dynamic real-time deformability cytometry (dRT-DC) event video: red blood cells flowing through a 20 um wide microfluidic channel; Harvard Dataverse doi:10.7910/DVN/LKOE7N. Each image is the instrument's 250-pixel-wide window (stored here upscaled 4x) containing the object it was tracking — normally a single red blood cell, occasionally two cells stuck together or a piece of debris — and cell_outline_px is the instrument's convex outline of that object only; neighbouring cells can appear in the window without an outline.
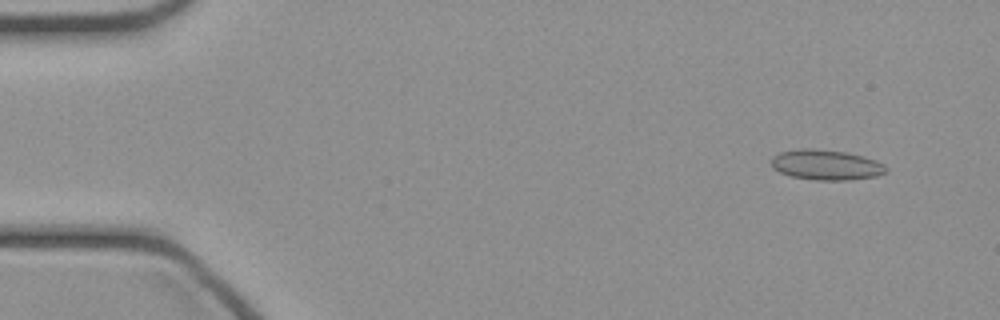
{"species": "common noctule bat (a hibernating species)", "species_latin": "Nyctalus noctula", "temperature_condition": "cold", "stored_images_in_passage": 47, "camera_frame_rate_fps": 3000, "um_per_image_px": 0.085, "animal": {"sex": "female", "body_mass_g": 21.9}, "frame": {"image": 1, "passage_image": 4, "time_ms": 1.0, "image_size_px": [1000, 320], "cell_outline_px": [[888, 172], [876, 176], [852, 180], [816, 180], [792, 176], [780, 172], [772, 168], [772, 156], [780, 152], [800, 148], [812, 148], [848, 152], [864, 156], [876, 160], [884, 164], [888, 168]], "centroid_in_image_um": [70.26, 14.01], "position_along_channel_um": 14.7, "area_um2": 20.46}}
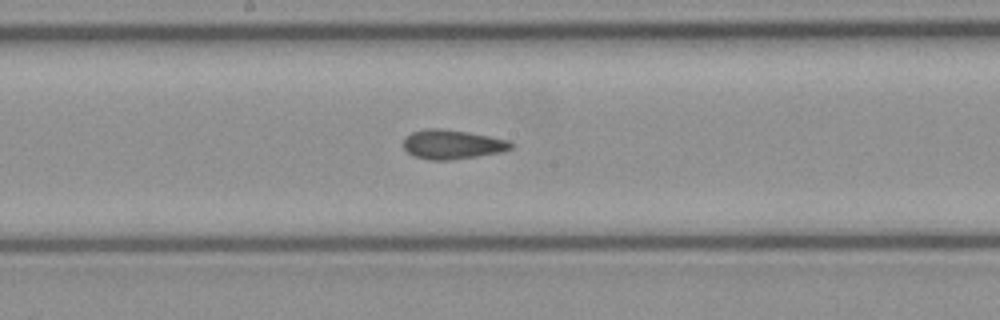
{"frame": {"image": 2, "passage_image": 25, "time_ms": 8.0, "image_size_px": [1000, 320], "cell_outline_px": [[512, 148], [500, 152], [476, 156], [448, 160], [428, 160], [412, 156], [400, 144], [404, 136], [412, 132], [424, 128], [444, 128], [468, 132], [508, 140], [512, 144]], "centroid_in_image_um": [38.34, 12.26], "position_along_channel_um": 209.9, "area_um2": 18.55}}
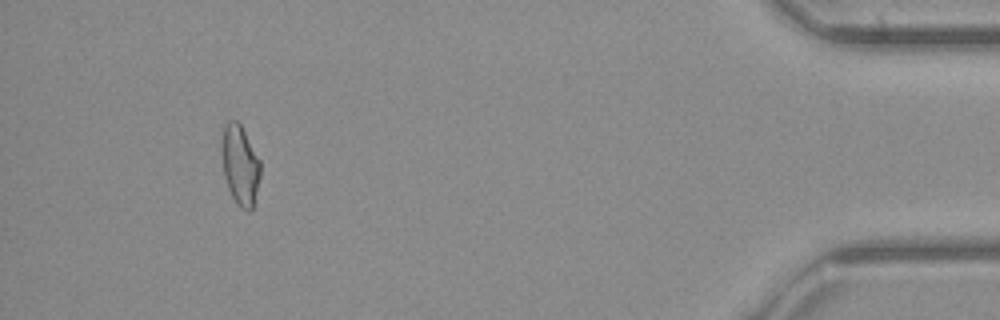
{"frame": {"image": 3, "passage_image": 44, "time_ms": 14.333, "image_size_px": [1000, 320], "cell_outline_px": [[260, 176], [252, 212], [248, 212], [240, 208], [232, 196], [228, 188], [224, 176], [224, 124], [228, 120], [236, 120], [240, 124], [260, 160]], "centroid_in_image_um": [20.45, 14.1], "position_along_channel_um": 414.7, "area_um2": 17.46}}